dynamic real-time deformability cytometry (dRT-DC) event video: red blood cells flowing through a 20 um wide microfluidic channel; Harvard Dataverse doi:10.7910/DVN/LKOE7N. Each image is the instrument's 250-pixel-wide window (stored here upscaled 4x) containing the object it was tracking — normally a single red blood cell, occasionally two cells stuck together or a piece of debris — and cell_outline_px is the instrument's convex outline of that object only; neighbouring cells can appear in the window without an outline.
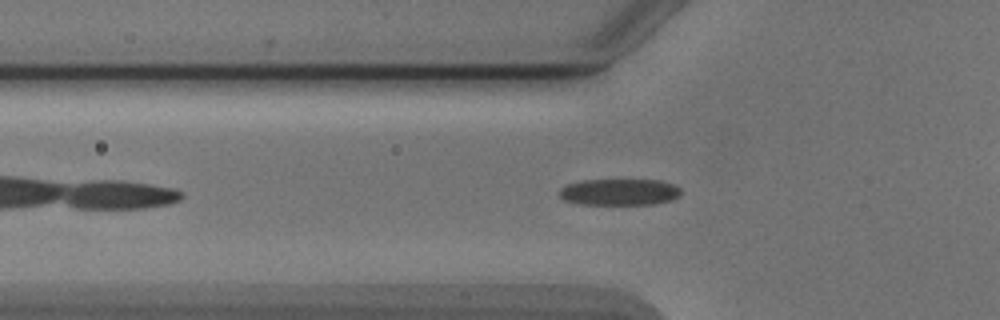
{"species": "Egyptian fruit bat (a non-hibernating species)", "species_latin": "Rousettus aegyptiacus", "temperature_condition": "cold", "stored_images_in_passage": 43, "camera_frame_rate_fps": 3000, "um_per_image_px": 0.085, "animal": {"sex": "male"}, "frame": {"image": 1, "passage_image": 7, "time_ms": 2.0, "image_size_px": [1000, 320], "cell_outline_px": [[680, 196], [672, 200], [656, 204], [580, 204], [564, 200], [560, 196], [560, 188], [568, 184], [580, 180], [660, 180], [672, 184], [680, 188]], "centroid_in_image_um": [52.66, 16.32], "position_along_channel_um": 73.1, "area_um2": 18.79}}
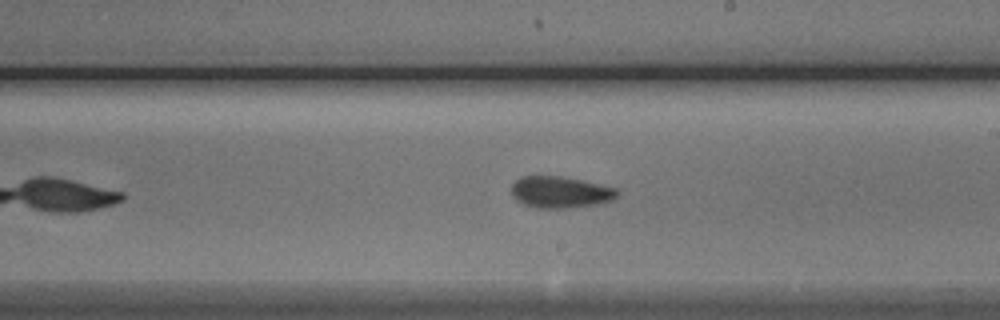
{"frame": {"image": 2, "passage_image": 20, "time_ms": 6.333, "image_size_px": [1000, 320], "cell_outline_px": [[620, 192], [612, 200], [600, 204], [568, 208], [536, 208], [524, 204], [516, 200], [512, 196], [512, 184], [520, 176], [560, 176], [580, 180], [616, 188]], "centroid_in_image_um": [47.62, 16.34], "position_along_channel_um": 241.4, "area_um2": 19.48}}
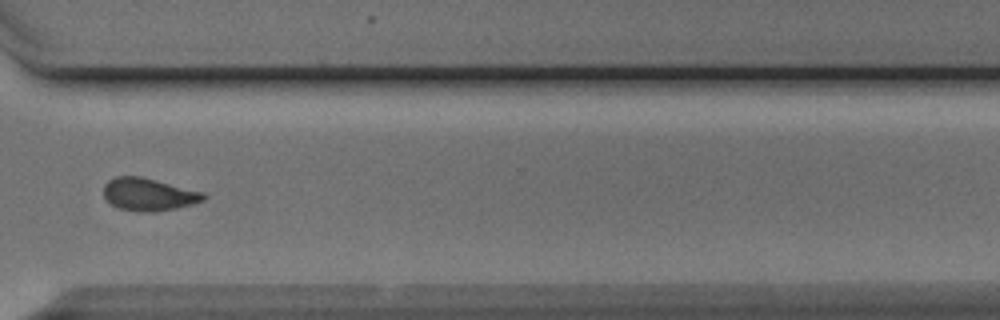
{"frame": {"image": 3, "passage_image": 29, "time_ms": 9.333, "image_size_px": [1000, 320], "cell_outline_px": [[208, 196], [204, 200], [192, 204], [176, 208], [156, 212], [136, 212], [120, 208], [112, 204], [104, 196], [104, 184], [108, 180], [116, 176], [140, 176], [204, 192]], "centroid_in_image_um": [12.65, 16.53], "position_along_channel_um": 358.0, "area_um2": 19.02}, "authors_computed_cell_mechanics": {"area_um2": 18.9584, "velocity_mm_per_s": 3.8861, "shape_relaxation_time_tau1_ms": 3.5805, "shape_relaxation_time_tau2_ms": 2.7538, "deformation_change_tau1": 0.1242, "deformation_change_tau2": 0.0868}}